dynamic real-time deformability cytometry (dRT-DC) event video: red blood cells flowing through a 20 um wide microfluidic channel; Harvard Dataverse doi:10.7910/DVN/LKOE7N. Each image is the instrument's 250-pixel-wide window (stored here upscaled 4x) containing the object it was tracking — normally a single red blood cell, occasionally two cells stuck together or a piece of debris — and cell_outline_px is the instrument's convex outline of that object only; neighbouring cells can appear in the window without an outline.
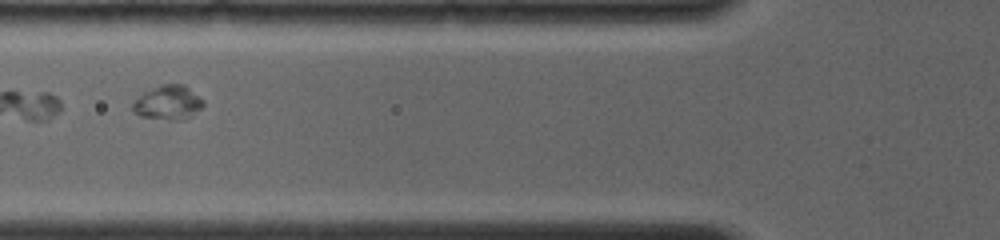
{"species": "common noctule bat (a hibernating species)", "species_latin": "Nyctalus noctula", "temperature_condition": "room temperature", "stored_images_in_passage": 28, "segment_of_instrument_passage": [2, 2], "camera_frame_rate_fps": 4000, "um_per_image_px": 0.085, "animal": {"sex": "female", "body_mass_g": 19.0, "forearm_length_mm": 56.7}, "frame": {"image": 1, "passage_image": 6, "time_ms": 4.0, "image_size_px": [1000, 240], "cell_outline_px": [[204, 104], [192, 116], [184, 120], [168, 120], [140, 116], [132, 108], [132, 104], [144, 92], [152, 88], [164, 84], [184, 84], [204, 100]], "centroid_in_image_um": [14.32, 8.73], "position_along_channel_um": 111.5, "area_um2": 13.99}}
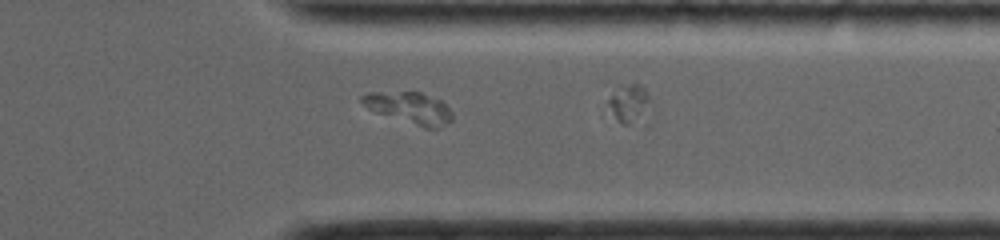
{"frame": {"image": 2, "passage_image": 20, "time_ms": 10.25, "image_size_px": [1000, 240], "cell_outline_px": [[452, 120], [448, 124], [440, 128], [424, 128], [376, 112], [368, 108], [360, 100], [360, 96], [368, 92], [420, 92], [440, 100], [452, 112]], "centroid_in_image_um": [34.82, 9.18], "position_along_channel_um": 376.6, "area_um2": 16.53}}
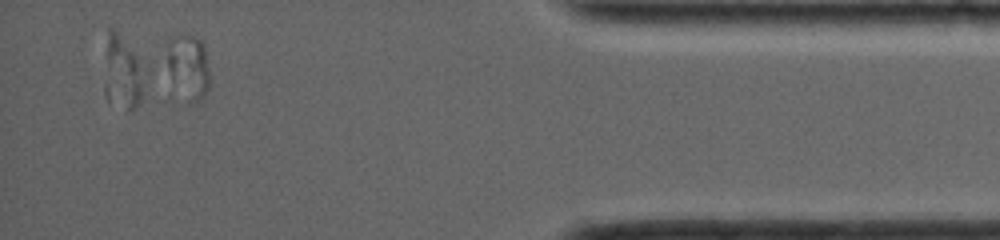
{"frame": {"image": 3, "passage_image": 26, "time_ms": 12.75, "image_size_px": [1000, 240], "cell_outline_px": [[208, 88], [204, 96], [200, 100], [188, 104], [168, 68], [168, 52], [172, 36], [192, 36], [200, 40], [204, 44], [208, 68]], "centroid_in_image_um": [16.06, 5.68], "position_along_channel_um": 419.1, "area_um2": 15.26}}